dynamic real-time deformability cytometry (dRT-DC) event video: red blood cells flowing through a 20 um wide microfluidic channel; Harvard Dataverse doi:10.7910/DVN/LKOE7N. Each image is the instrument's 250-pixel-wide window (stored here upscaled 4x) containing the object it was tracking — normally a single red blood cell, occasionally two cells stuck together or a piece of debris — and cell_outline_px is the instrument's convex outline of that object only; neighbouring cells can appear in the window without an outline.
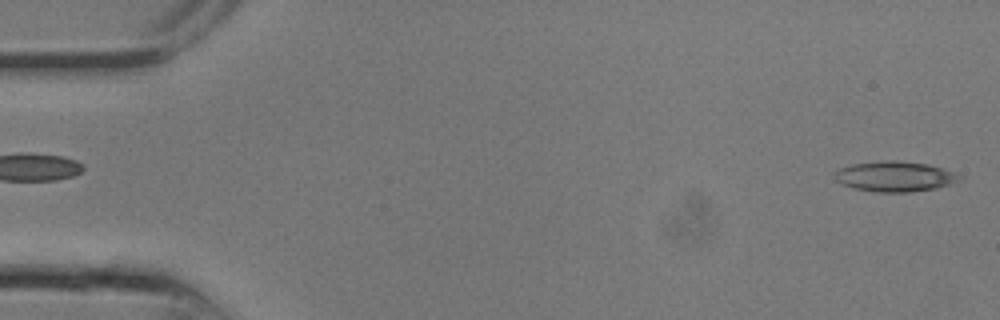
{"species": "common noctule bat (a hibernating species)", "species_latin": "Nyctalus noctula", "temperature_condition": "room temperature", "stored_images_in_passage": 9, "camera_frame_rate_fps": 3000, "um_per_image_px": 0.085, "animal": {"sex": "male", "body_mass_g": 13.3}, "frame": {"image": 1, "passage_image": 1, "time_ms": 0.0, "image_size_px": [1000, 320], "cell_outline_px": [[960, 180], [936, 188], [908, 192], [880, 192], [852, 188], [836, 180], [832, 176], [832, 172], [840, 168], [852, 164], [880, 160], [896, 160], [928, 164], [952, 172], [960, 176]], "centroid_in_image_um": [75.98, 14.99], "position_along_channel_um": 9.0, "area_um2": 21.91}}
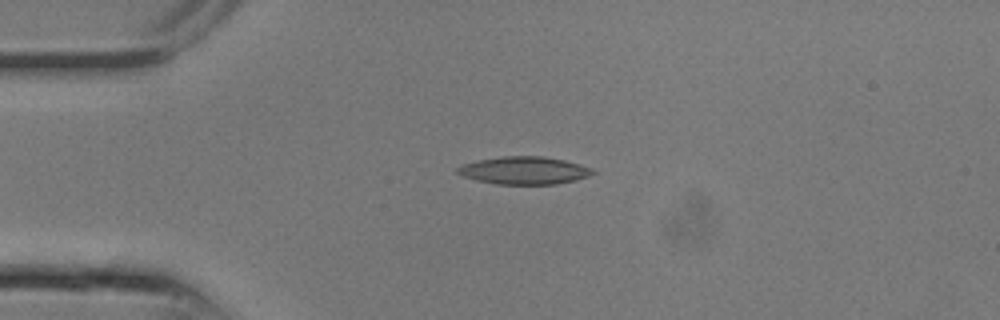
{"frame": {"image": 2, "passage_image": 6, "time_ms": 1.667, "image_size_px": [1000, 320], "cell_outline_px": [[596, 172], [588, 176], [576, 180], [556, 184], [496, 184], [476, 180], [464, 176], [456, 172], [456, 168], [464, 164], [476, 160], [504, 156], [544, 156], [564, 160], [580, 164], [592, 168]], "centroid_in_image_um": [44.56, 14.48], "position_along_channel_um": 40.4, "area_um2": 21.79}}
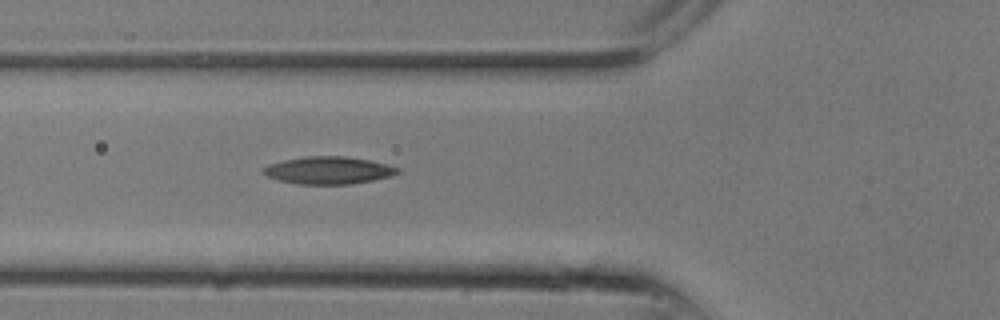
{"frame": {"image": 3, "passage_image": 9, "time_ms": 2.667, "image_size_px": [1000, 320], "cell_outline_px": [[400, 172], [392, 176], [352, 184], [296, 184], [280, 180], [268, 176], [260, 172], [268, 164], [284, 160], [304, 156], [348, 156], [388, 164], [400, 168]], "centroid_in_image_um": [27.94, 14.47], "position_along_channel_um": 97.9, "area_um2": 21.56}}